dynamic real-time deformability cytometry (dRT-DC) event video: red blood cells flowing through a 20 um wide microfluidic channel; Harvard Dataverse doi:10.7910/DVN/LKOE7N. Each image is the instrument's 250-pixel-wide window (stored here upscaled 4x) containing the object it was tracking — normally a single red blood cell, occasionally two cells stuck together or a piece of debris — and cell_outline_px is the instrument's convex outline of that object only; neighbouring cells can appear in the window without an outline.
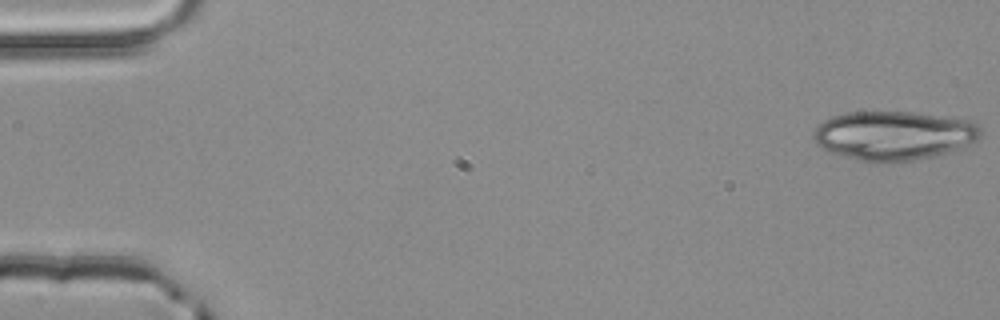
{"species": "common noctule bat (a hibernating species)", "species_latin": "Nyctalus noctula", "temperature_condition": "room temperature", "stored_images_in_passage": 4, "camera_frame_rate_fps": 3000, "um_per_image_px": 0.085, "animal": {"sex": "male", "body_mass_g": 20.4}, "frame": {"image": 1, "passage_image": 1, "time_ms": 0.0, "image_size_px": [1000, 320], "cell_outline_px": [[980, 136], [976, 140], [968, 144], [944, 152], [912, 160], [860, 160], [832, 152], [820, 148], [816, 144], [812, 136], [816, 128], [824, 120], [832, 116], [848, 112], [912, 112], [968, 120], [980, 124]], "centroid_in_image_um": [75.93, 11.48], "position_along_channel_um": 9.1, "area_um2": 46.59}}